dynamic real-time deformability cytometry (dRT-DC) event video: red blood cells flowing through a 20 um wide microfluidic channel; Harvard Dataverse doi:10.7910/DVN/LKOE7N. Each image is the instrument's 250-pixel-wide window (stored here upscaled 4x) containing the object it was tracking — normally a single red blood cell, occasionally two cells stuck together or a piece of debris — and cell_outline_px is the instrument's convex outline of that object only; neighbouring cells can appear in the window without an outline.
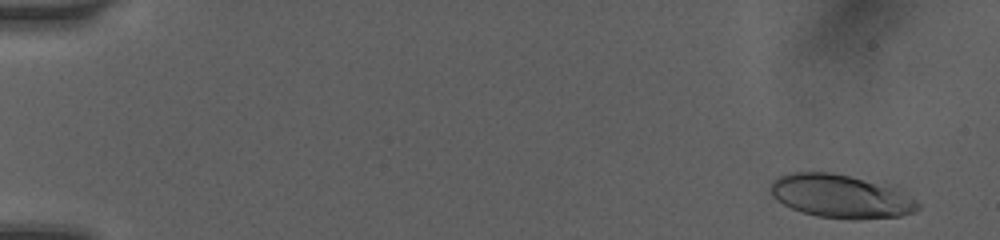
{"species": "human", "species_latin": "Homo sapiens", "temperature_condition": "room temperature", "stored_images_in_passage": 30, "camera_frame_rate_fps": 3000, "um_per_image_px": 0.085, "donor": {"sex": "female"}, "frame": {"image": 1, "passage_image": 5, "time_ms": 0.667, "image_size_px": [1000, 240], "cell_outline_px": [[920, 208], [916, 212], [900, 216], [856, 220], [852, 220], [816, 216], [792, 208], [776, 200], [772, 196], [772, 180], [780, 176], [792, 172], [832, 172], [896, 184], [916, 200], [920, 204]], "centroid_in_image_um": [71.6, 16.67], "position_along_channel_um": 13.4, "area_um2": 38.26}}